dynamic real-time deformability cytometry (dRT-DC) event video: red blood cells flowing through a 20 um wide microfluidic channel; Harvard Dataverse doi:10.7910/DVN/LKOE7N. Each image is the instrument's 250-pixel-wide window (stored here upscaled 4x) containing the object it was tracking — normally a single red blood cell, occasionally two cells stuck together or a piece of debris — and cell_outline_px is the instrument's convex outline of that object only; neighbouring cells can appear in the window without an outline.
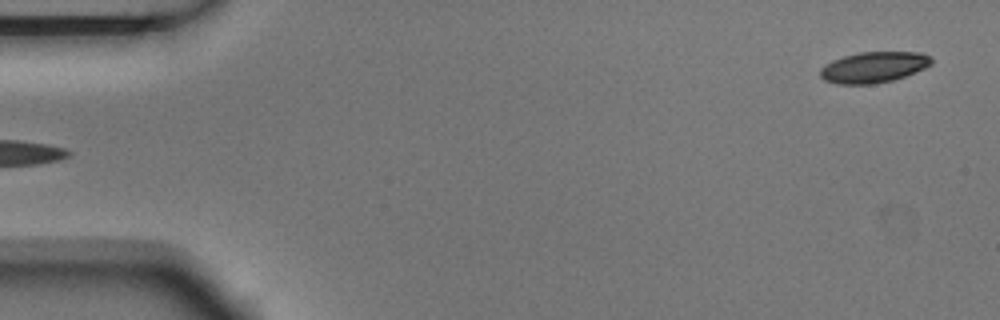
{"species": "Egyptian fruit bat (a non-hibernating species)", "species_latin": "Rousettus aegyptiacus", "temperature_condition": "room temperature", "stored_images_in_passage": 3, "segment_of_instrument_passage": [2, 2], "camera_frame_rate_fps": 3000, "um_per_image_px": 0.085, "animal": {"sex": "male"}, "frame": {"image": 1, "passage_image": 3, "time_ms": 0.667, "image_size_px": [1000, 320], "cell_outline_px": [[932, 64], [924, 68], [904, 76], [892, 80], [872, 84], [840, 84], [824, 80], [820, 76], [820, 68], [824, 64], [832, 60], [844, 56], [860, 52], [924, 52], [932, 56]], "centroid_in_image_um": [74.26, 5.7], "position_along_channel_um": 10.7, "area_um2": 20.06}}